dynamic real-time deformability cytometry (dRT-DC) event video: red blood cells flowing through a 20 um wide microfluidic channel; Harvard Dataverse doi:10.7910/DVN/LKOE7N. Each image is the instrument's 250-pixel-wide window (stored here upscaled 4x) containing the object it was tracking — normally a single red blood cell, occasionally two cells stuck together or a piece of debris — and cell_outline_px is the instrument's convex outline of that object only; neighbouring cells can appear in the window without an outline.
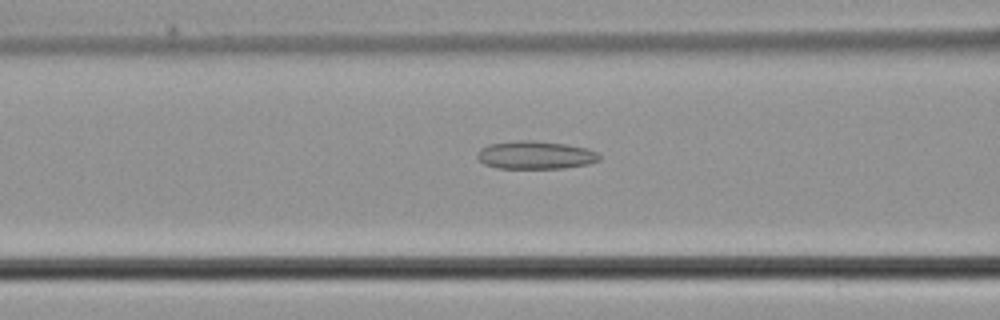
{"species": "common noctule bat (a hibernating species)", "species_latin": "Nyctalus noctula", "temperature_condition": "cold", "stored_images_in_passage": 49, "camera_frame_rate_fps": 3000, "um_per_image_px": 0.085, "animal": {"sex": "male", "body_mass_g": 21.5, "forearm_length_mm": 52.0}, "frame": {"image": 1, "passage_image": 20, "time_ms": 6.333, "image_size_px": [1000, 320], "cell_outline_px": [[600, 160], [588, 164], [564, 168], [496, 168], [484, 164], [476, 156], [476, 152], [480, 148], [488, 144], [516, 140], [532, 140], [564, 144], [588, 148], [596, 152], [600, 156]], "centroid_in_image_um": [45.48, 13.17], "position_along_channel_um": 121.1, "area_um2": 20.06}}
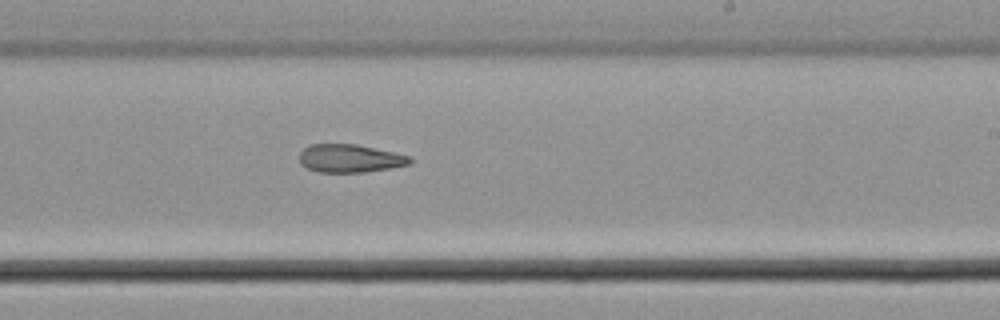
{"frame": {"image": 2, "passage_image": 30, "time_ms": 9.667, "image_size_px": [1000, 320], "cell_outline_px": [[412, 160], [408, 164], [392, 168], [364, 172], [320, 172], [308, 168], [300, 164], [300, 152], [304, 148], [312, 144], [356, 144], [392, 152], [408, 156]], "centroid_in_image_um": [29.71, 13.46], "position_along_channel_um": 259.3, "area_um2": 17.86}}
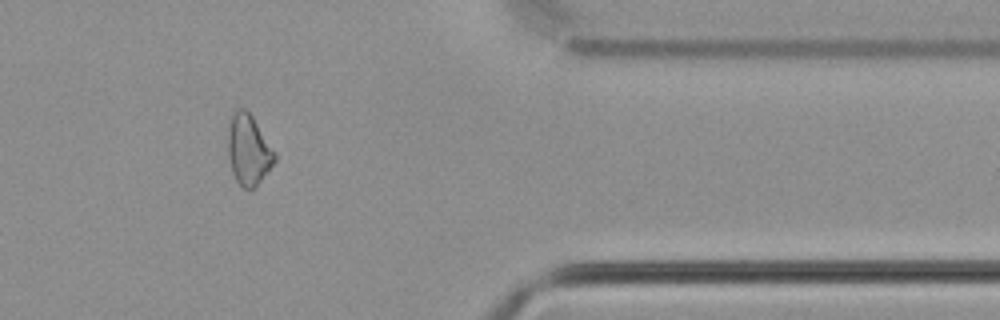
{"frame": {"image": 3, "passage_image": 41, "time_ms": 13.333, "image_size_px": [1000, 320], "cell_outline_px": [[276, 160], [260, 180], [252, 188], [244, 188], [236, 180], [232, 172], [228, 156], [228, 124], [236, 108], [244, 108], [252, 116], [276, 156]], "centroid_in_image_um": [21.08, 12.71], "position_along_channel_um": 390.3, "area_um2": 18.61}}